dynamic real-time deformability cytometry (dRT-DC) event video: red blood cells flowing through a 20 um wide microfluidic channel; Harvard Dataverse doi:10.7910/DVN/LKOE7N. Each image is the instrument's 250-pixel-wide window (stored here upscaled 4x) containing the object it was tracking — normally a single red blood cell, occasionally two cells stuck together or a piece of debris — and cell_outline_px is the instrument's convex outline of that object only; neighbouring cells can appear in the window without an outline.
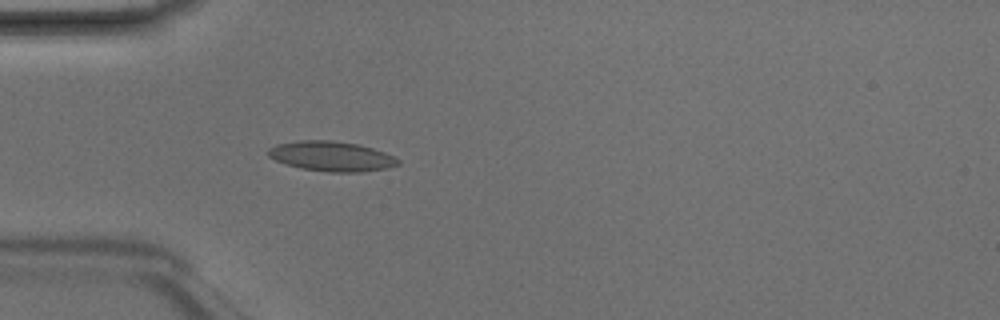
{"species": "Egyptian fruit bat (a non-hibernating species)", "species_latin": "Rousettus aegyptiacus", "temperature_condition": "room temperature", "stored_images_in_passage": 5, "camera_frame_rate_fps": 3000, "um_per_image_px": 0.085, "animal": {"sex": "male"}, "frame": {"image": 1, "passage_image": 5, "time_ms": 1.333, "image_size_px": [1000, 320], "cell_outline_px": [[400, 164], [388, 168], [360, 172], [328, 172], [300, 168], [284, 164], [268, 156], [268, 148], [276, 144], [300, 140], [332, 140], [356, 144], [372, 148], [384, 152], [400, 160]], "centroid_in_image_um": [28.16, 13.28], "position_along_channel_um": 56.8, "area_um2": 22.66}}